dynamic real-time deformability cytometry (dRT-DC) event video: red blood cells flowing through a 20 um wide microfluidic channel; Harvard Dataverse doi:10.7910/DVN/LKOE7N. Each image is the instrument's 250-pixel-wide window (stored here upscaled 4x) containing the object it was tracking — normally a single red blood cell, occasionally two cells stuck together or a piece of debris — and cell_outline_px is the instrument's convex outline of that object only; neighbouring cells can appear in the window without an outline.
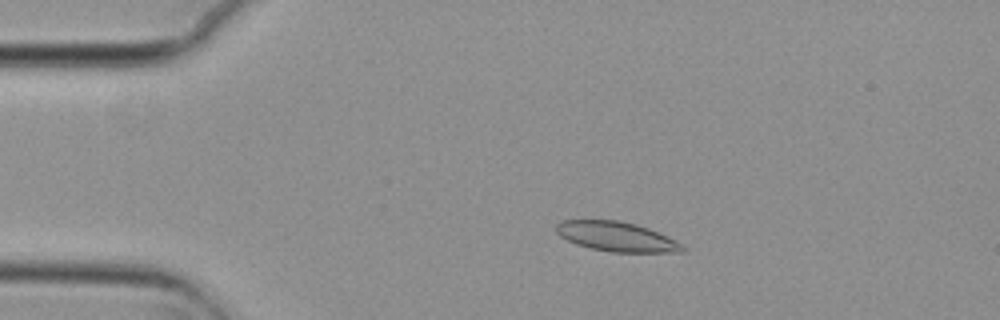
{"species": "common noctule bat (a hibernating species)", "species_latin": "Nyctalus noctula", "temperature_condition": "cold", "stored_images_in_passage": 55, "camera_frame_rate_fps": 3000, "um_per_image_px": 0.085, "animal": {"sex": "female", "body_mass_g": 29.2, "forearm_length_mm": 56.3}, "frame": {"image": 1, "passage_image": 11, "time_ms": 3.333, "image_size_px": [1000, 320], "cell_outline_px": [[688, 248], [684, 252], [608, 252], [576, 244], [560, 236], [556, 232], [556, 224], [560, 220], [616, 220], [636, 224], [648, 228], [668, 236], [684, 244]], "centroid_in_image_um": [52.45, 20.11], "position_along_channel_um": 32.6, "area_um2": 21.96}}
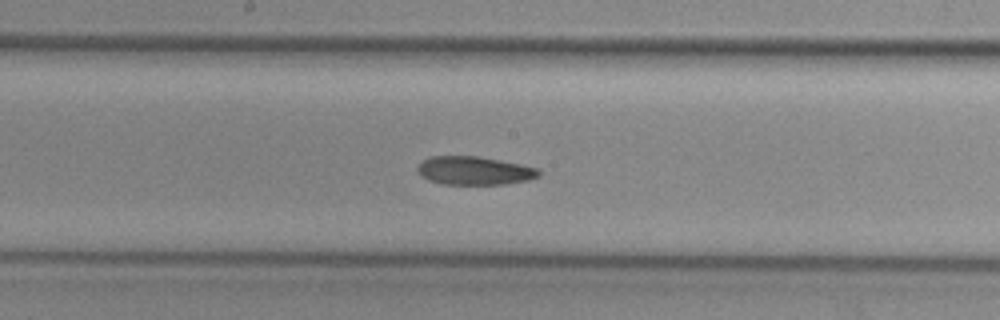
{"frame": {"image": 2, "passage_image": 29, "time_ms": 9.333, "image_size_px": [1000, 320], "cell_outline_px": [[540, 176], [528, 180], [504, 184], [444, 184], [428, 180], [416, 168], [424, 160], [432, 156], [476, 156], [520, 164], [540, 168]], "centroid_in_image_um": [40.36, 14.51], "position_along_channel_um": 207.8, "area_um2": 19.83}}
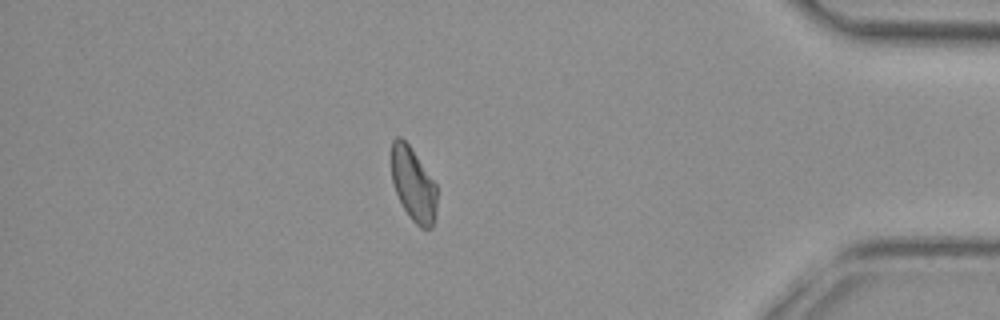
{"frame": {"image": 3, "passage_image": 48, "time_ms": 15.667, "image_size_px": [1000, 320], "cell_outline_px": [[436, 216], [432, 228], [420, 228], [408, 216], [396, 192], [392, 180], [392, 140], [396, 136], [400, 136], [408, 144], [436, 184]], "centroid_in_image_um": [35.14, 15.7], "position_along_channel_um": 400.1, "area_um2": 19.31}}